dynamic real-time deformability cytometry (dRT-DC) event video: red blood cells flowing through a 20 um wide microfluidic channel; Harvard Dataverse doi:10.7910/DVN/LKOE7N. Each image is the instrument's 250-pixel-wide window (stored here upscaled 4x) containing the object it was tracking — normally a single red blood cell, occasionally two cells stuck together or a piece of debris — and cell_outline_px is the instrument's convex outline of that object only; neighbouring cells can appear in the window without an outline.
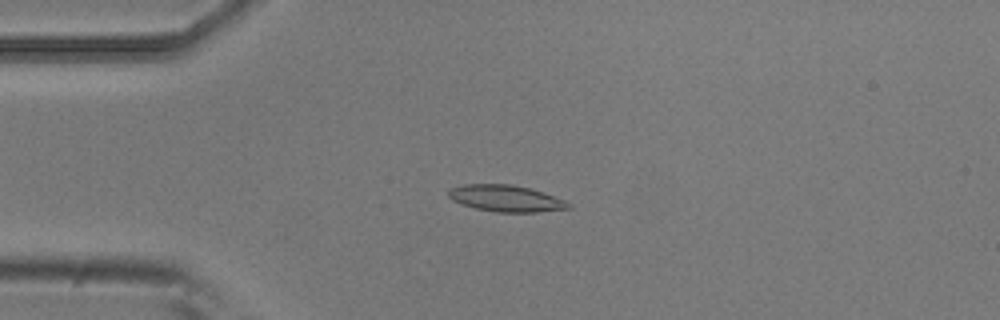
{"species": "common noctule bat (a hibernating species)", "species_latin": "Nyctalus noctula", "temperature_condition": "room temperature", "stored_images_in_passage": 5, "camera_frame_rate_fps": 3000, "um_per_image_px": 0.085, "animal": {"sex": "male", "body_mass_g": 20.5, "forearm_length_mm": 52.5}, "frame": {"image": 1, "passage_image": 4, "time_ms": 1.0, "image_size_px": [1000, 320], "cell_outline_px": [[572, 208], [536, 212], [496, 212], [476, 208], [460, 204], [452, 200], [448, 196], [448, 192], [452, 188], [464, 184], [512, 184], [544, 192], [564, 200], [572, 204]], "centroid_in_image_um": [43.01, 16.86], "position_along_channel_um": 42.0, "area_um2": 18.55}}